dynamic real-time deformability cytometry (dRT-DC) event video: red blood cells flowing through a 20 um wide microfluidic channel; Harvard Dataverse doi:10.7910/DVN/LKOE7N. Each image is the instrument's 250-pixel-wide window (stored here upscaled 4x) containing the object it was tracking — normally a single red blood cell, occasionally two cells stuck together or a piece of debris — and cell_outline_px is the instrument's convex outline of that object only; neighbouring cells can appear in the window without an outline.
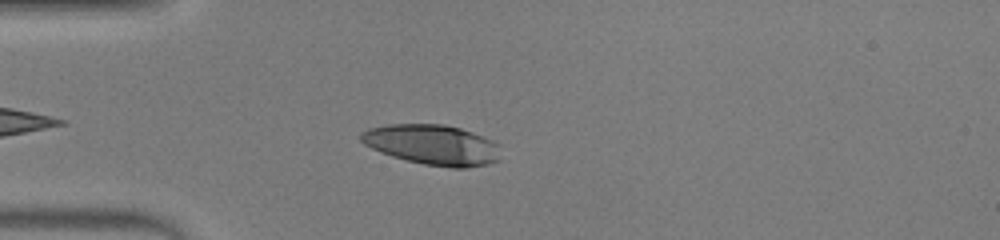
{"species": "human", "species_latin": "Homo sapiens", "temperature_condition": "warm", "stored_images_in_passage": 39, "camera_frame_rate_fps": 3000, "um_per_image_px": 0.085, "donor": {"sex": "male"}, "frame": {"image": 1, "passage_image": 4, "time_ms": 1.0, "image_size_px": [1000, 240], "cell_outline_px": [[500, 160], [488, 164], [464, 168], [452, 168], [424, 164], [392, 156], [380, 152], [364, 144], [360, 140], [360, 132], [368, 128], [388, 124], [444, 124], [460, 128], [472, 132], [492, 140], [500, 144]], "centroid_in_image_um": [36.77, 12.3], "position_along_channel_um": 48.2, "area_um2": 32.95}}
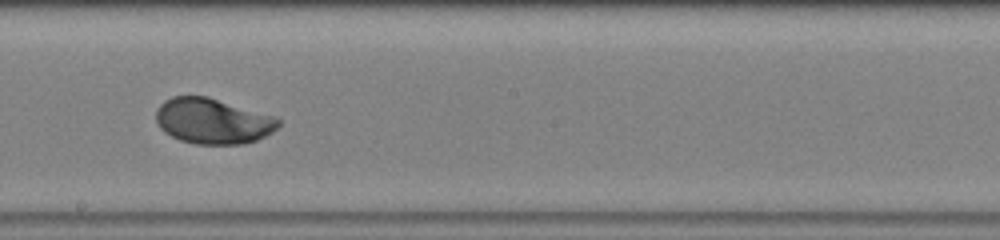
{"frame": {"image": 2, "passage_image": 18, "time_ms": 5.667, "image_size_px": [1000, 240], "cell_outline_px": [[280, 124], [272, 132], [256, 140], [244, 144], [196, 144], [180, 140], [164, 132], [156, 124], [156, 108], [164, 100], [172, 96], [208, 96], [276, 116], [280, 120]], "centroid_in_image_um": [18.07, 10.28], "position_along_channel_um": 230.1, "area_um2": 32.77}}
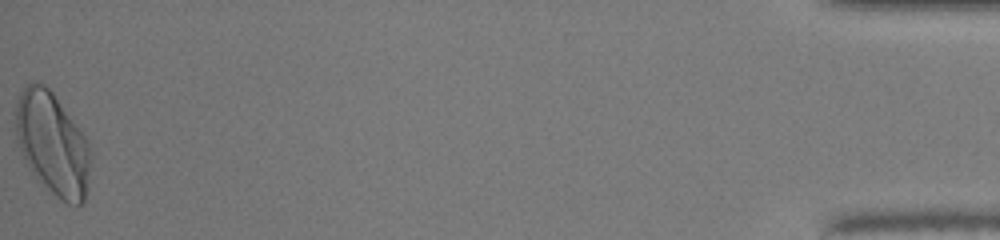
{"frame": {"image": 3, "passage_image": 39, "time_ms": 12.667, "image_size_px": [1000, 240], "cell_outline_px": [[88, 172], [84, 200], [80, 204], [68, 204], [60, 200], [32, 172], [16, 140], [16, 100], [20, 92], [28, 84], [36, 80], [44, 84], [52, 92], [88, 140]], "centroid_in_image_um": [4.43, 12.17], "position_along_channel_um": 430.8, "area_um2": 43.64}, "authors_computed_cell_mechanics": {"area_um2": 32.657, "velocity_mm_per_s": 4.2676, "shape_relaxation_time_tau1_ms": 2.6099, "shape_relaxation_time_tau2_ms": null, "deformation_change_tau1": 0.175, "deformation_change_tau2": null}}